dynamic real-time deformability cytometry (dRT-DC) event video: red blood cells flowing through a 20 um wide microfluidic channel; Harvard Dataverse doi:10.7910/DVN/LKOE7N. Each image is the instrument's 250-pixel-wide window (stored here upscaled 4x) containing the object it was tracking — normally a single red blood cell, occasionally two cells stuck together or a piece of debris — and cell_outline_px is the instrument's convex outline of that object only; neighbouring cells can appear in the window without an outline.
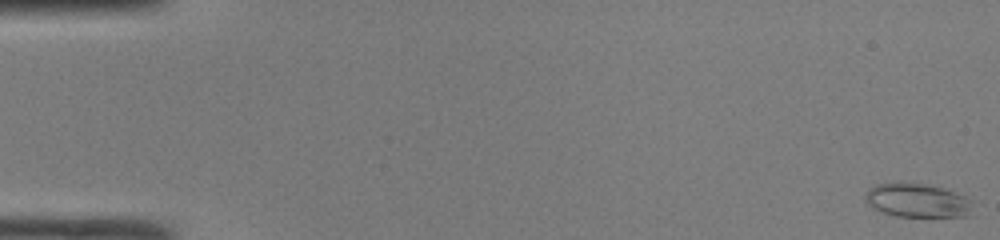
{"species": "common noctule bat (a hibernating species)", "species_latin": "Nyctalus noctula", "temperature_condition": "room temperature", "stored_images_in_passage": 49, "camera_frame_rate_fps": 3000, "um_per_image_px": 0.085, "animal": {"sex": "male", "body_mass_g": 19.0, "forearm_length_mm": 50.8}, "frame": {"image": 1, "passage_image": 1, "time_ms": 0.0, "image_size_px": [1000, 240], "cell_outline_px": [[972, 200], [968, 216], [896, 216], [872, 208], [864, 200], [864, 196], [868, 188], [876, 184], [928, 184], [944, 188], [964, 196]], "centroid_in_image_um": [77.94, 17.04], "position_along_channel_um": 7.1, "area_um2": 20.81}}
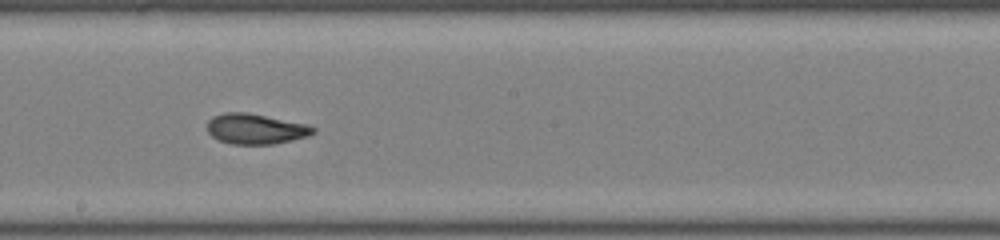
{"frame": {"image": 2, "passage_image": 28, "time_ms": 9.0, "image_size_px": [1000, 240], "cell_outline_px": [[316, 132], [308, 136], [292, 140], [272, 144], [232, 144], [220, 140], [212, 136], [208, 132], [208, 120], [212, 116], [224, 112], [248, 112], [308, 124], [316, 128]], "centroid_in_image_um": [21.75, 10.94], "position_along_channel_um": 226.5, "area_um2": 18.84}}
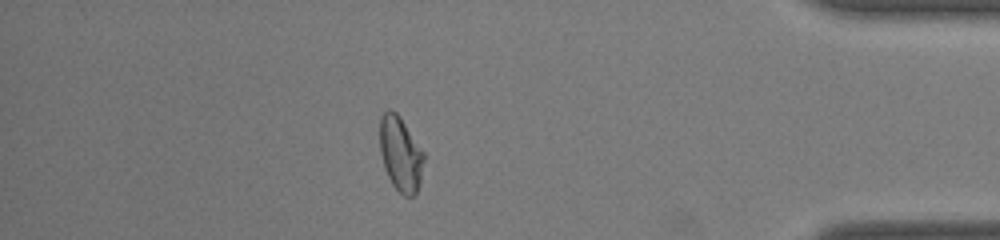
{"frame": {"image": 3, "passage_image": 43, "time_ms": 14.0, "image_size_px": [1000, 240], "cell_outline_px": [[424, 160], [420, 184], [416, 196], [404, 196], [392, 184], [384, 168], [380, 152], [380, 116], [388, 108], [396, 112], [400, 116], [424, 152]], "centroid_in_image_um": [34.05, 13.08], "position_along_channel_um": 401.2, "area_um2": 19.36}, "authors_computed_cell_mechanics": {"area_um2": 19.363, "velocity_mm_per_s": 4.2284, "shape_relaxation_time_tau1_ms": 4.4094, "shape_relaxation_time_tau2_ms": 1.6278, "deformation_change_tau1": 0.1718, "deformation_change_tau2": 0.0757}}